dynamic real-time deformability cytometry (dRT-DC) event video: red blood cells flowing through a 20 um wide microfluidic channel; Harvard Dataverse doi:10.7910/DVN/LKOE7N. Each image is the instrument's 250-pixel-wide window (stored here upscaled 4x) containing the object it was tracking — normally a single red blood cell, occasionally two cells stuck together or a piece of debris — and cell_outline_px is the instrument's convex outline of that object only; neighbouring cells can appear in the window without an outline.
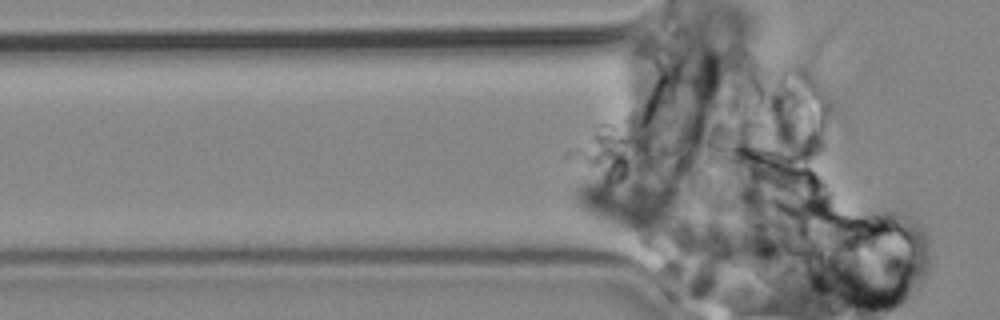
{"species": "common noctule bat (a hibernating species)", "species_latin": "Nyctalus noctula", "temperature_condition": "cold", "stored_images_in_passage": 27, "camera_frame_rate_fps": 3000, "um_per_image_px": 0.085, "animal": {"sex": "male", "body_mass_g": 19.2, "forearm_length_mm": 51.8}, "frame": {"image": 1, "passage_image": 15, "time_ms": 4.667, "image_size_px": [1000, 320], "cell_outline_px": [[640, 232], [628, 232], [604, 224], [584, 212], [576, 204], [576, 188], [580, 180], [584, 176], [600, 168], [604, 168], [628, 192], [640, 224]], "centroid_in_image_um": [51.59, 17.1], "position_along_channel_um": 74.2, "area_um2": 18.73}}
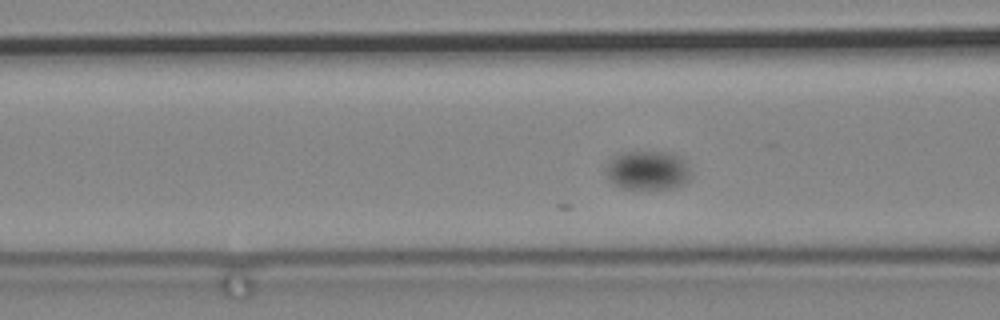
{"frame": {"image": 2, "passage_image": 22, "time_ms": 7.0, "image_size_px": [1000, 320], "cell_outline_px": [[692, 176], [684, 184], [672, 188], [624, 188], [608, 180], [608, 164], [612, 156], [620, 152], [672, 152], [688, 160], [692, 172]], "centroid_in_image_um": [55.15, 14.45], "position_along_channel_um": 111.5, "area_um2": 19.54}}
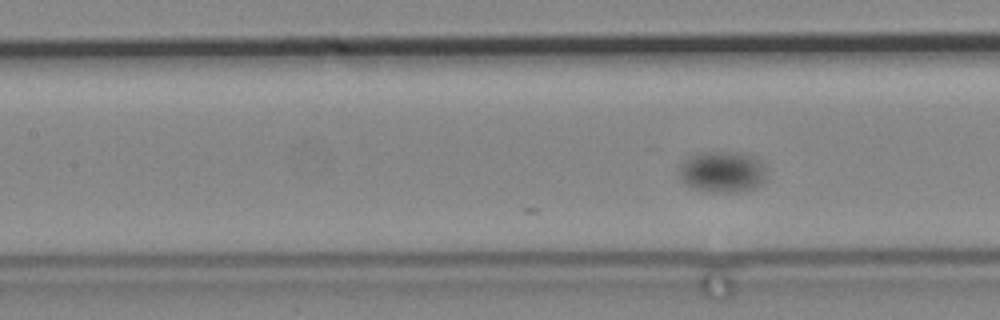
{"frame": {"image": 3, "passage_image": 27, "time_ms": 8.667, "image_size_px": [1000, 320], "cell_outline_px": [[764, 180], [760, 184], [752, 188], [736, 192], [712, 192], [692, 188], [684, 184], [680, 180], [680, 168], [692, 156], [700, 152], [740, 152], [756, 156], [764, 164]], "centroid_in_image_um": [61.42, 14.6], "position_along_channel_um": 146.0, "area_um2": 20.81}}